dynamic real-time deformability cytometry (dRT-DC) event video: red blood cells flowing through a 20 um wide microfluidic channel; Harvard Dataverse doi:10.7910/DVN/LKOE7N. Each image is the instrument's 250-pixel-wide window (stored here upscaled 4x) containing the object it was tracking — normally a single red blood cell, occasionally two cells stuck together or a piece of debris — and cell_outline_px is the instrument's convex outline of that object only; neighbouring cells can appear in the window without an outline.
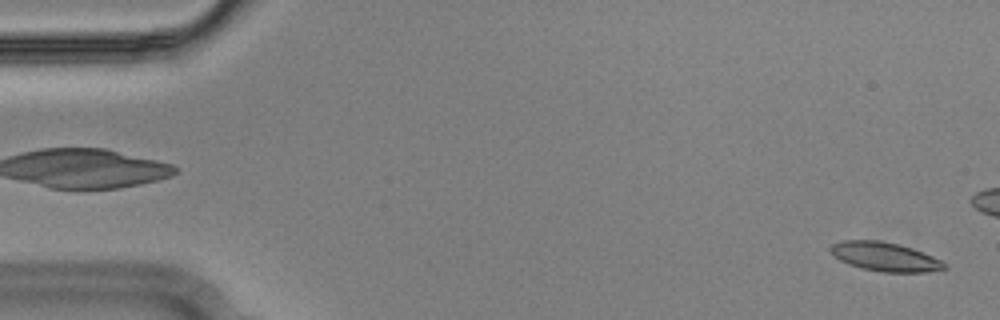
{"species": "Egyptian fruit bat (a non-hibernating species)", "species_latin": "Rousettus aegyptiacus", "temperature_condition": "cold", "stored_images_in_passage": 16, "camera_frame_rate_fps": 3000, "um_per_image_px": 0.085, "animal": {"sex": "male"}, "frame": {"image": 1, "passage_image": 1, "time_ms": 0.0, "image_size_px": [1000, 320], "cell_outline_px": [[948, 268], [928, 272], [880, 272], [860, 268], [848, 264], [840, 260], [828, 248], [832, 244], [844, 240], [880, 240], [900, 244], [912, 248], [932, 256], [948, 264]], "centroid_in_image_um": [75.24, 21.82], "position_along_channel_um": 9.8, "area_um2": 19.31}}